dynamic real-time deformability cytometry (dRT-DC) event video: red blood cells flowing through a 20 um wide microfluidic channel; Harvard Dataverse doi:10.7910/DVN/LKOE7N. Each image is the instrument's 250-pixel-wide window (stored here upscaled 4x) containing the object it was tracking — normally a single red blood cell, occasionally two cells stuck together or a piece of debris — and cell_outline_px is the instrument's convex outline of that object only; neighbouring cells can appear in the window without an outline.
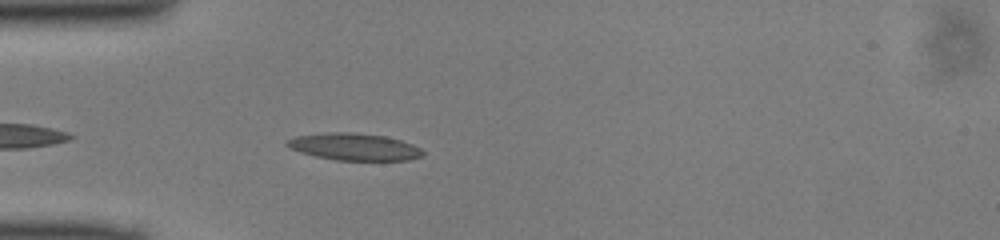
{"species": "common noctule bat (a hibernating species)", "species_latin": "Nyctalus noctula", "temperature_condition": "cold", "stored_images_in_passage": 7, "camera_frame_rate_fps": 3000, "um_per_image_px": 0.085, "animal": {"sex": "male", "body_mass_g": 13.0, "forearm_length_mm": 53.1}, "frame": {"image": 1, "passage_image": 4, "time_ms": 1.0, "image_size_px": [1000, 240], "cell_outline_px": [[424, 156], [408, 160], [336, 160], [316, 156], [300, 152], [288, 148], [284, 144], [288, 140], [296, 136], [328, 132], [352, 132], [384, 136], [400, 140], [412, 144], [420, 148], [424, 152]], "centroid_in_image_um": [30.1, 12.48], "position_along_channel_um": 54.9, "area_um2": 21.39}}